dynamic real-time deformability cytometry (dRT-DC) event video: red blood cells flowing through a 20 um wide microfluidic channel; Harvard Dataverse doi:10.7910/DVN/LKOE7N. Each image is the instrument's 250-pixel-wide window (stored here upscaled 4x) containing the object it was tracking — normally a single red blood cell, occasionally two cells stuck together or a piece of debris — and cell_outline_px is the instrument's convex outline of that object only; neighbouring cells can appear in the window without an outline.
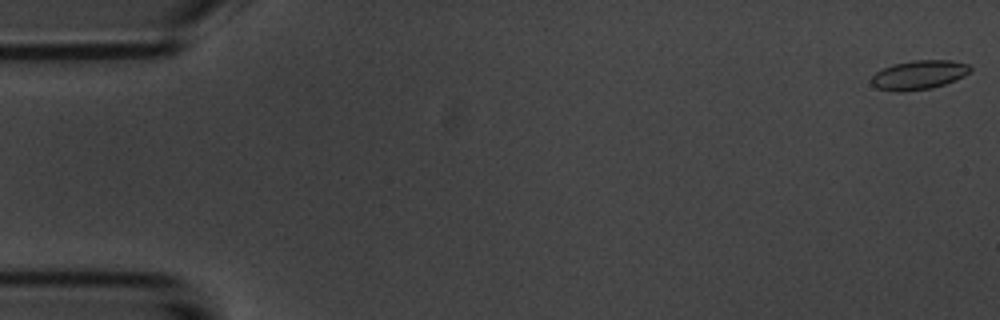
{"species": "common noctule bat (a hibernating species)", "species_latin": "Nyctalus noctula", "temperature_condition": "room temperature", "stored_images_in_passage": 54, "camera_frame_rate_fps": 3000, "um_per_image_px": 0.085, "animal": {"sex": "male", "body_mass_g": 20.1, "forearm_length_mm": 53.5}, "frame": {"image": 1, "passage_image": 1, "time_ms": 0.0, "image_size_px": [1000, 320], "cell_outline_px": [[972, 72], [964, 76], [944, 84], [932, 88], [896, 92], [876, 88], [872, 84], [872, 76], [876, 72], [892, 64], [912, 60], [952, 60], [968, 64], [972, 68]], "centroid_in_image_um": [78.12, 6.36], "position_along_channel_um": 6.9, "area_um2": 16.82}}
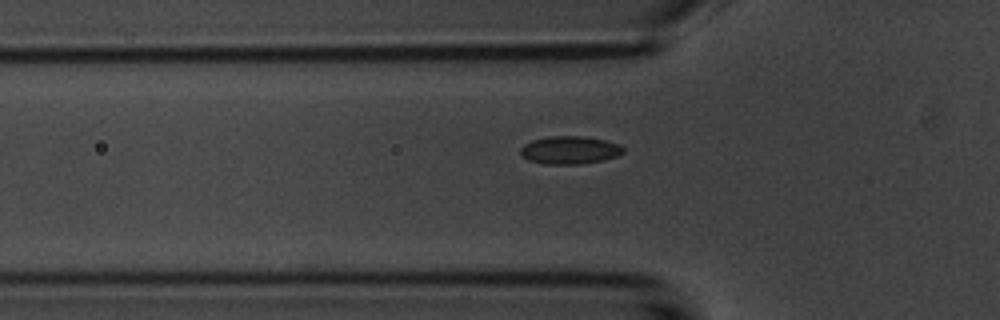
{"frame": {"image": 2, "passage_image": 18, "time_ms": 5.667, "image_size_px": [1000, 320], "cell_outline_px": [[624, 152], [616, 156], [604, 160], [580, 164], [544, 164], [528, 160], [520, 156], [520, 148], [524, 144], [532, 140], [552, 136], [580, 136], [604, 140], [616, 144], [624, 148]], "centroid_in_image_um": [48.38, 12.77], "position_along_channel_um": 77.4, "area_um2": 16.65}}
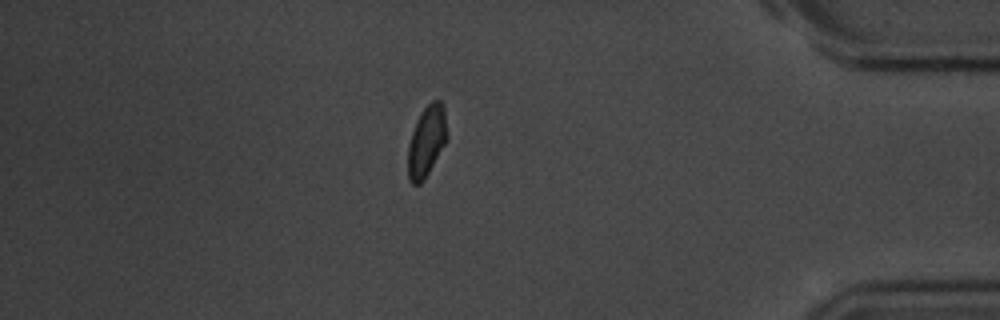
{"frame": {"image": 3, "passage_image": 47, "time_ms": 15.333, "image_size_px": [1000, 320], "cell_outline_px": [[448, 140], [424, 180], [420, 184], [412, 184], [408, 180], [408, 144], [416, 120], [420, 112], [432, 100], [440, 100], [444, 104], [448, 136]], "centroid_in_image_um": [36.28, 11.99], "position_along_channel_um": 398.9, "area_um2": 16.53}, "authors_computed_cell_mechanics": {"area_um2": 16.4441, "velocity_mm_per_s": 3.7013, "shape_relaxation_time_tau1_ms": 4.7404, "shape_relaxation_time_tau2_ms": 1.8975, "deformation_change_tau1": 0.105, "deformation_change_tau2": 0.0575}}